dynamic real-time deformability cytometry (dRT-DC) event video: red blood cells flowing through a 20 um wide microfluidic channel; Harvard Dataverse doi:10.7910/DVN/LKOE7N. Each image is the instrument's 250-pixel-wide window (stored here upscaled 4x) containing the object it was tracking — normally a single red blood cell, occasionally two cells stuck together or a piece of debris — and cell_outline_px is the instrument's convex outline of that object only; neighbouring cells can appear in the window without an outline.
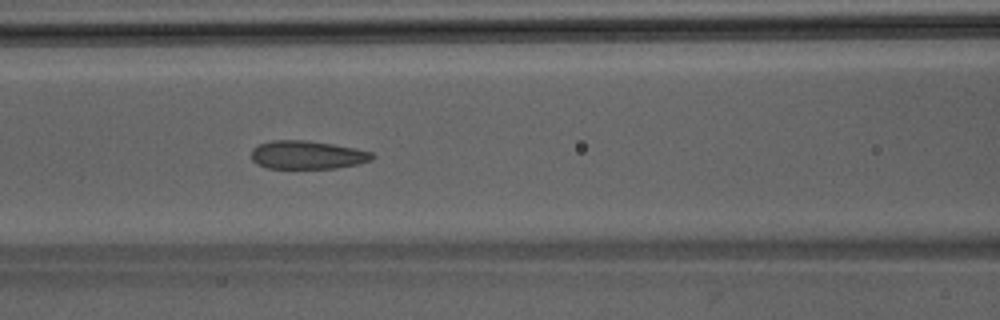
{"species": "Egyptian fruit bat (a non-hibernating species)", "species_latin": "Rousettus aegyptiacus", "temperature_condition": "room temperature", "stored_images_in_passage": 44, "camera_frame_rate_fps": 3000, "um_per_image_px": 0.085, "animal": {"sex": "male"}, "frame": {"image": 1, "passage_image": 17, "time_ms": 5.333, "image_size_px": [1000, 320], "cell_outline_px": [[376, 156], [372, 160], [356, 164], [336, 168], [268, 168], [256, 164], [252, 160], [252, 148], [260, 144], [272, 140], [304, 140], [332, 144], [356, 148], [372, 152]], "centroid_in_image_um": [26.12, 13.17], "position_along_channel_um": 140.5, "area_um2": 19.94}}
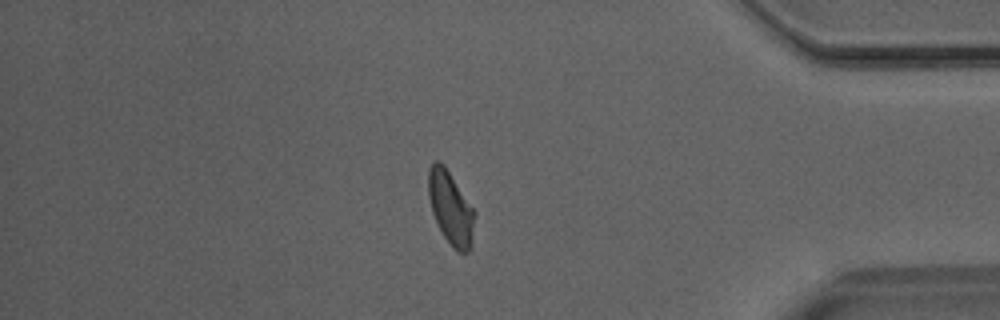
{"frame": {"image": 2, "passage_image": 37, "time_ms": 12.0, "image_size_px": [1000, 320], "cell_outline_px": [[476, 212], [472, 244], [468, 252], [456, 252], [452, 248], [444, 236], [432, 212], [428, 196], [428, 168], [436, 160], [440, 160], [444, 164]], "centroid_in_image_um": [38.32, 17.67], "position_along_channel_um": 396.9, "area_um2": 19.88}}
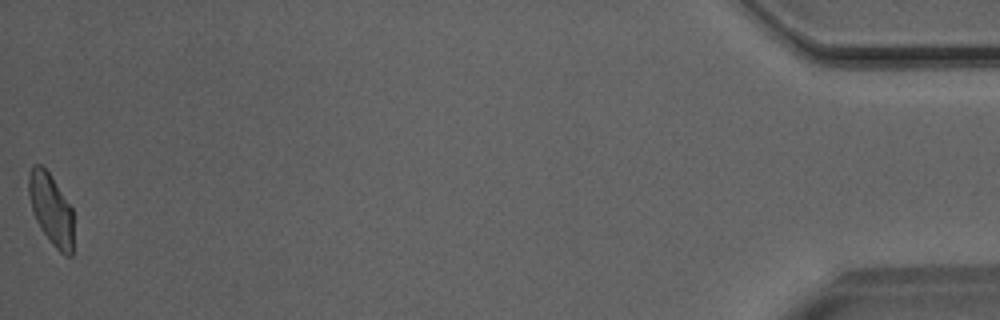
{"frame": {"image": 3, "passage_image": 44, "time_ms": 14.333, "image_size_px": [1000, 320], "cell_outline_px": [[72, 256], [64, 256], [52, 244], [40, 228], [32, 212], [28, 192], [28, 176], [32, 164], [40, 164], [48, 172], [72, 208]], "centroid_in_image_um": [4.31, 17.79], "position_along_channel_um": 430.9, "area_um2": 18.44}}